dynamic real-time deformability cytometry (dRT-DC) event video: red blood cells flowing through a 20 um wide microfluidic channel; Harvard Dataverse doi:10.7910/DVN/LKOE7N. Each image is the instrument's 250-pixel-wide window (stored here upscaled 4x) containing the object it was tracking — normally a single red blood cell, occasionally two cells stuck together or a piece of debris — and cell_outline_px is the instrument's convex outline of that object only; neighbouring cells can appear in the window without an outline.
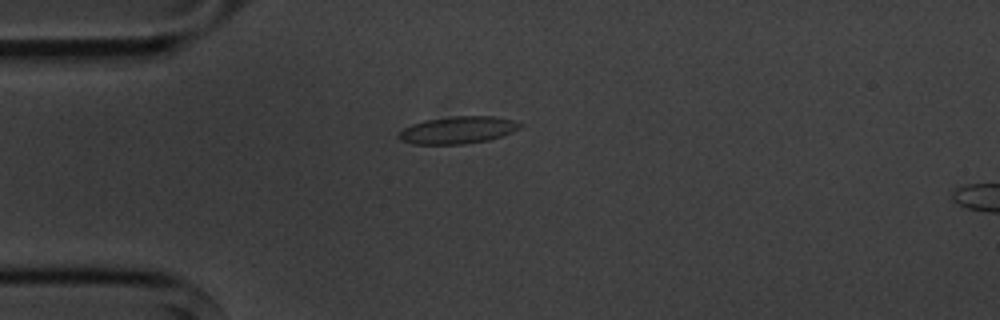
{"species": "common noctule bat (a hibernating species)", "species_latin": "Nyctalus noctula", "temperature_condition": "cold", "stored_images_in_passage": 3, "camera_frame_rate_fps": 3000, "um_per_image_px": 0.085, "animal": {"sex": "male", "body_mass_g": 20.1, "forearm_length_mm": 53.5}, "frame": {"image": 1, "passage_image": 2, "time_ms": 2.0, "image_size_px": [1000, 320], "cell_outline_px": [[524, 124], [520, 128], [512, 132], [488, 140], [464, 144], [412, 144], [400, 140], [396, 136], [404, 128], [412, 124], [424, 120], [452, 116], [492, 116], [512, 120]], "centroid_in_image_um": [38.89, 11.05], "position_along_channel_um": 46.1, "area_um2": 19.25}}